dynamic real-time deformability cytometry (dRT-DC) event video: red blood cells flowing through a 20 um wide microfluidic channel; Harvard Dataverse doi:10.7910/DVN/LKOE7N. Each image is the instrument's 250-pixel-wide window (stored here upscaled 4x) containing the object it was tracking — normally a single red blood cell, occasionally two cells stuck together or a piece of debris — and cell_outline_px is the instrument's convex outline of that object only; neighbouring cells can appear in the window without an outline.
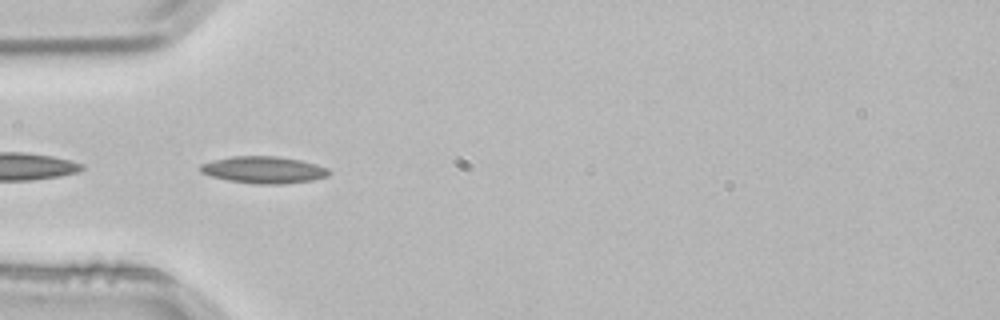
{"species": "common noctule bat (a hibernating species)", "species_latin": "Nyctalus noctula", "temperature_condition": "room temperature", "stored_images_in_passage": 4, "camera_frame_rate_fps": 3000, "um_per_image_px": 0.085, "animal": {"sex": "male", "body_mass_g": 21.5, "forearm_length_mm": 52.0}, "frame": {"image": 1, "passage_image": 4, "time_ms": 1.0, "image_size_px": [1000, 320], "cell_outline_px": [[332, 172], [328, 176], [312, 180], [280, 184], [256, 184], [228, 180], [212, 176], [200, 172], [200, 164], [212, 160], [232, 156], [276, 156], [300, 160], [316, 164], [328, 168]], "centroid_in_image_um": [22.42, 14.43], "position_along_channel_um": 62.6, "area_um2": 20.17}}